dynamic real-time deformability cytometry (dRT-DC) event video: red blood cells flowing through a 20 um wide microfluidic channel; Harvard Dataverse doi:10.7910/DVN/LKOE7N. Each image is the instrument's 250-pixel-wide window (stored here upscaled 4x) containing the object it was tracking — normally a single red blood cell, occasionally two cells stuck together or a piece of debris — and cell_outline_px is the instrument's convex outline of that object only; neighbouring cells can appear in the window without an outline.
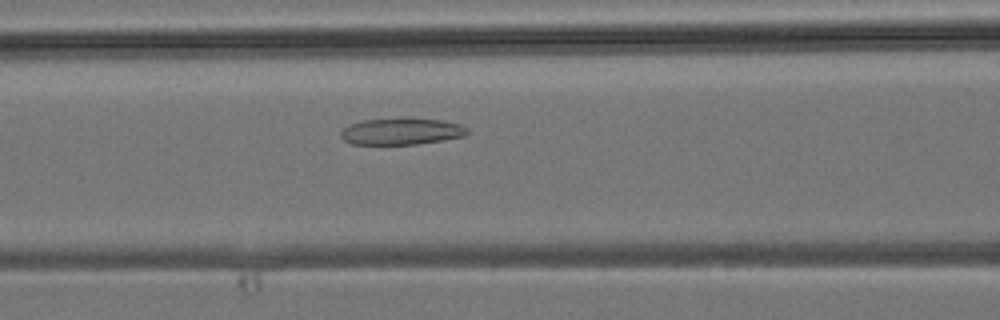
{"species": "common noctule bat (a hibernating species)", "species_latin": "Nyctalus noctula", "temperature_condition": "room temperature", "stored_images_in_passage": 40, "camera_frame_rate_fps": 3000, "um_per_image_px": 0.085, "animal": {"sex": "male", "body_mass_g": 19.2, "forearm_length_mm": 51.8}, "frame": {"image": 1, "passage_image": 16, "time_ms": 5.0, "image_size_px": [1000, 320], "cell_outline_px": [[468, 132], [464, 136], [444, 140], [416, 144], [352, 144], [344, 140], [340, 136], [340, 132], [348, 124], [360, 120], [408, 116], [412, 116], [444, 120], [460, 124], [468, 128]], "centroid_in_image_um": [34.12, 11.12], "position_along_channel_um": 132.5, "area_um2": 20.4}}
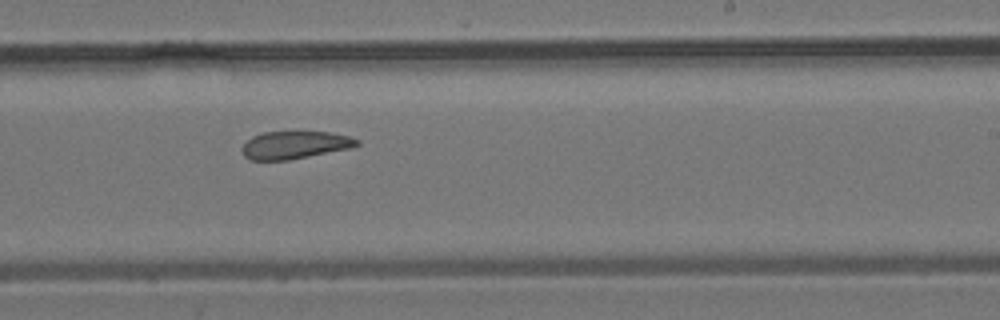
{"frame": {"image": 2, "passage_image": 24, "time_ms": 7.667, "image_size_px": [1000, 320], "cell_outline_px": [[360, 144], [352, 148], [288, 160], [252, 160], [244, 156], [240, 148], [252, 136], [264, 132], [328, 132], [348, 136], [360, 140]], "centroid_in_image_um": [25.06, 12.33], "position_along_channel_um": 263.9, "area_um2": 18.5}}
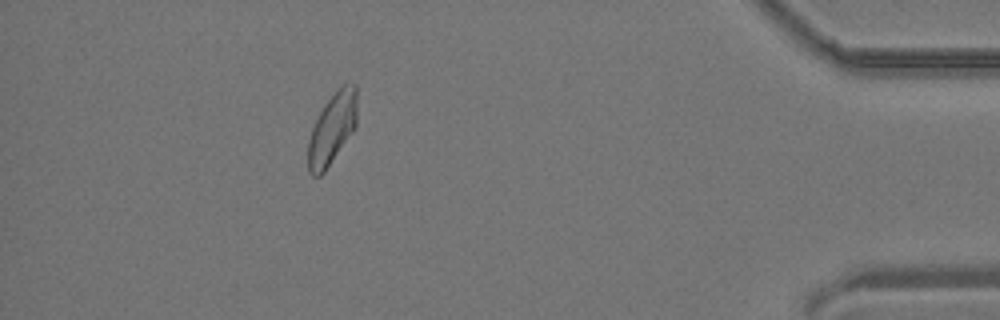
{"frame": {"image": 3, "passage_image": 36, "time_ms": 11.667, "image_size_px": [1000, 320], "cell_outline_px": [[356, 128], [324, 172], [320, 176], [312, 176], [308, 172], [308, 140], [312, 128], [324, 104], [340, 84], [356, 84]], "centroid_in_image_um": [28.23, 10.93], "position_along_channel_um": 407.0, "area_um2": 20.4}}